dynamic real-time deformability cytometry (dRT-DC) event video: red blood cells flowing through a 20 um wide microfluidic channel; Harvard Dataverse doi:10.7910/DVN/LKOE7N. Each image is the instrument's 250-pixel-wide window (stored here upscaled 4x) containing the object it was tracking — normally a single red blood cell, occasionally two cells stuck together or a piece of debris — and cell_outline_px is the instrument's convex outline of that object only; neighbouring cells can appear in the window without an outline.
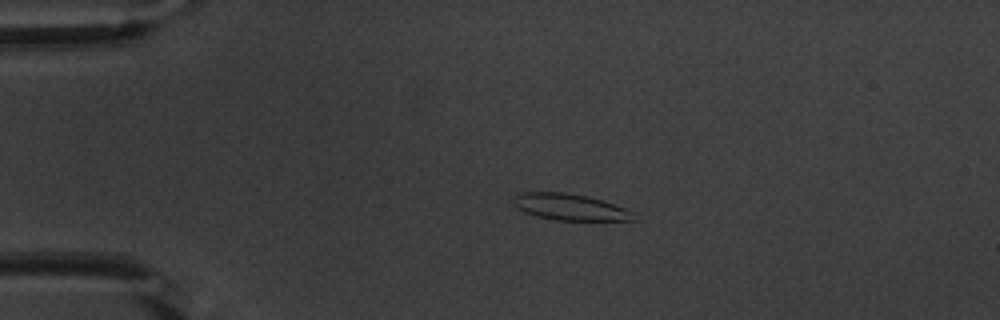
{"species": "common noctule bat (a hibernating species)", "species_latin": "Nyctalus noctula", "temperature_condition": "warm", "stored_images_in_passage": 49, "camera_frame_rate_fps": 3000, "um_per_image_px": 0.085, "animal": {"sex": "male", "body_mass_g": 20.1, "forearm_length_mm": 53.5}, "frame": {"image": 1, "passage_image": 8, "time_ms": 2.333, "image_size_px": [1000, 320], "cell_outline_px": [[636, 212], [632, 220], [556, 220], [536, 216], [524, 212], [516, 208], [512, 204], [512, 200], [516, 196], [524, 192], [564, 192], [588, 196], [604, 200]], "centroid_in_image_um": [48.44, 17.59], "position_along_channel_um": 36.6, "area_um2": 18.61}}
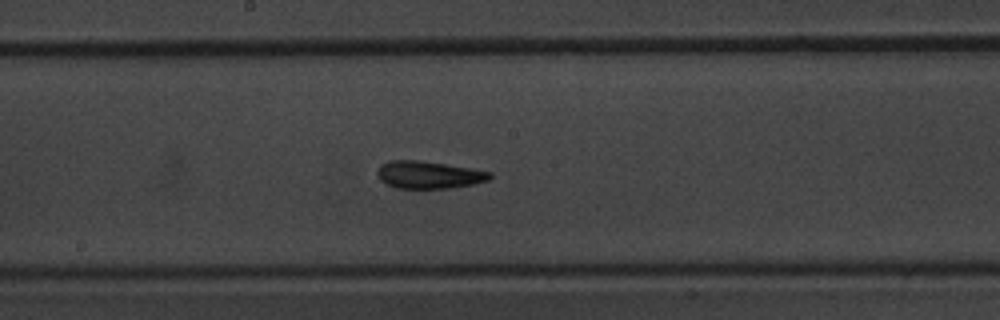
{"frame": {"image": 2, "passage_image": 25, "time_ms": 8.0, "image_size_px": [1000, 320], "cell_outline_px": [[492, 176], [488, 180], [472, 184], [448, 188], [396, 188], [380, 180], [376, 172], [380, 164], [388, 160], [420, 160], [472, 168], [492, 172]], "centroid_in_image_um": [36.42, 14.84], "position_along_channel_um": 211.8, "area_um2": 18.03}}
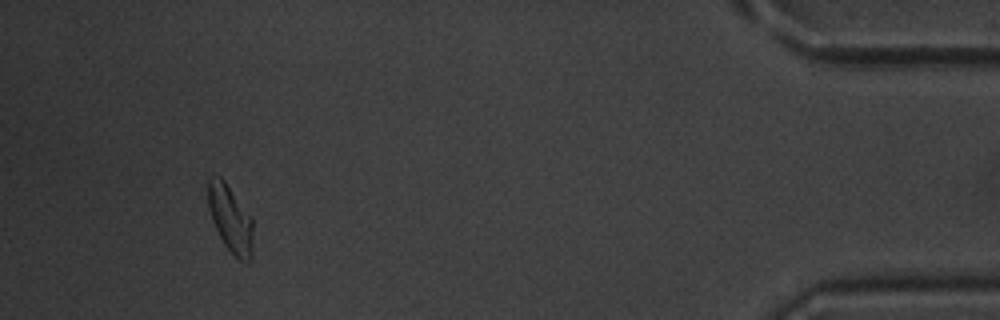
{"frame": {"image": 3, "passage_image": 46, "time_ms": 15.0, "image_size_px": [1000, 320], "cell_outline_px": [[252, 260], [248, 264], [240, 260], [224, 244], [212, 220], [208, 208], [208, 180], [212, 176], [220, 176], [224, 180], [252, 216]], "centroid_in_image_um": [19.6, 18.6], "position_along_channel_um": 415.6, "area_um2": 17.63}, "authors_computed_cell_mechanics": {"area_um2": 17.9758, "velocity_mm_per_s": 3.814, "shape_relaxation_time_tau1_ms": 2.8582, "shape_relaxation_time_tau2_ms": 2.6313, "deformation_change_tau1": 0.1393, "deformation_change_tau2": 0.1164}}